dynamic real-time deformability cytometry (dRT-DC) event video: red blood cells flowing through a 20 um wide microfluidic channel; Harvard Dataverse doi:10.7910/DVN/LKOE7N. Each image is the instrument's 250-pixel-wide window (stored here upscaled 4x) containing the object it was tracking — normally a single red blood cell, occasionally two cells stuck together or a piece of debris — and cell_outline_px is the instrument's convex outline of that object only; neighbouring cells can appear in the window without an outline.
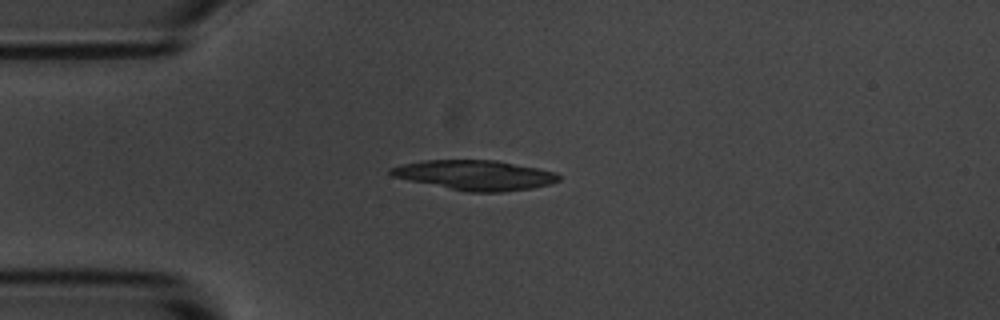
{"species": "common noctule bat (a hibernating species)", "species_latin": "Nyctalus noctula", "temperature_condition": "room temperature", "stored_images_in_passage": 7, "camera_frame_rate_fps": 3000, "um_per_image_px": 0.085, "animal": {"sex": "male", "body_mass_g": 20.1, "forearm_length_mm": 53.5}, "frame": {"image": 1, "passage_image": 1, "time_ms": 0.0, "image_size_px": [1000, 320], "cell_outline_px": [[560, 180], [552, 184], [532, 188], [504, 192], [468, 192], [408, 180], [392, 176], [388, 172], [388, 168], [400, 164], [424, 160], [496, 160], [556, 172], [560, 176]], "centroid_in_image_um": [40.37, 14.88], "position_along_channel_um": 44.6, "area_um2": 29.3}}